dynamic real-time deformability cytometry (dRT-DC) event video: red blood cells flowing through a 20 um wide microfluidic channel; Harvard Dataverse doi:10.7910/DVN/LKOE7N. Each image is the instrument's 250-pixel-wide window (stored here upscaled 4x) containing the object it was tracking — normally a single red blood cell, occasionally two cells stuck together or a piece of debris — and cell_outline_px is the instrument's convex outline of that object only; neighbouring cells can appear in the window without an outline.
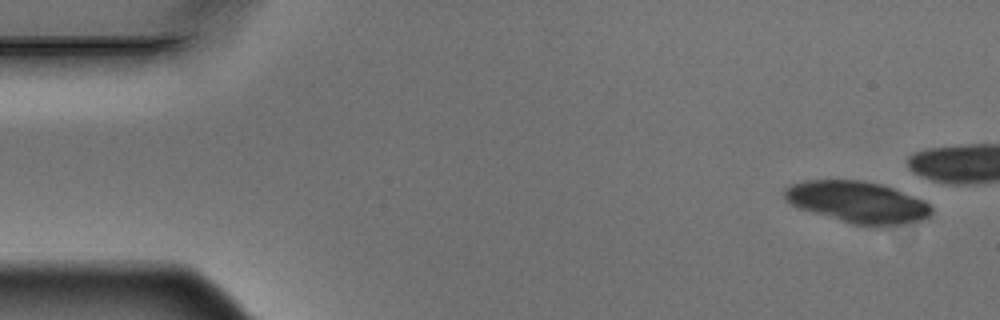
{"species": "Egyptian fruit bat (a non-hibernating species)", "species_latin": "Rousettus aegyptiacus", "temperature_condition": "warm", "stored_images_in_passage": 7, "camera_frame_rate_fps": 3000, "um_per_image_px": 0.085, "animal": {"sex": "male"}, "frame": {"image": 1, "passage_image": 1, "time_ms": 0.0, "image_size_px": [1000, 320], "cell_outline_px": [[932, 212], [924, 220], [880, 228], [872, 228], [852, 224], [812, 212], [800, 208], [784, 200], [784, 188], [792, 184], [804, 180], [860, 180], [880, 184], [892, 188], [924, 200], [932, 208]], "centroid_in_image_um": [72.9, 17.21], "position_along_channel_um": 12.1, "area_um2": 35.89}}